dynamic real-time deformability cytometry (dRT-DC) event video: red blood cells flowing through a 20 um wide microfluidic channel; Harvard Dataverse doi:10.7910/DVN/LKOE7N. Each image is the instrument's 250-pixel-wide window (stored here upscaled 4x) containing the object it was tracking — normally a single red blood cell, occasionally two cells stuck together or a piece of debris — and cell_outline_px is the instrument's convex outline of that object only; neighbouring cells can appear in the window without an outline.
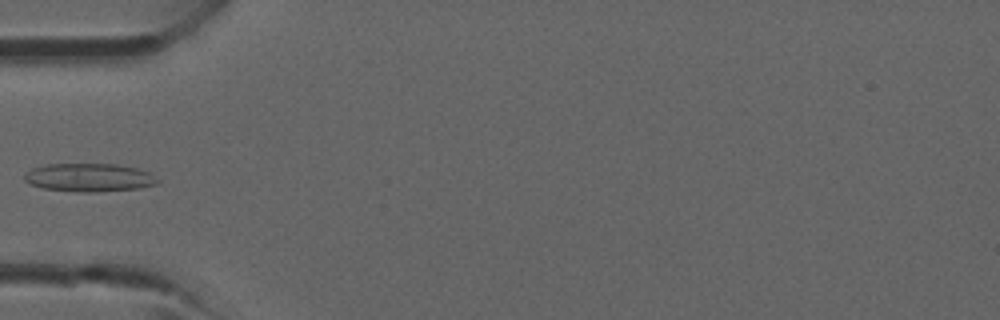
{"species": "common noctule bat (a hibernating species)", "species_latin": "Nyctalus noctula", "temperature_condition": "room temperature", "stored_images_in_passage": 5, "camera_frame_rate_fps": 3000, "um_per_image_px": 0.085, "animal": {"sex": "male", "forearm_length_mm": 52.5}, "frame": {"image": 1, "passage_image": 5, "time_ms": 4.333, "image_size_px": [1000, 320], "cell_outline_px": [[160, 180], [156, 184], [140, 188], [96, 192], [80, 192], [44, 188], [32, 184], [24, 180], [24, 176], [32, 168], [48, 164], [116, 164], [136, 168], [148, 172]], "centroid_in_image_um": [7.6, 15.09], "position_along_channel_um": 77.4, "area_um2": 21.73}}